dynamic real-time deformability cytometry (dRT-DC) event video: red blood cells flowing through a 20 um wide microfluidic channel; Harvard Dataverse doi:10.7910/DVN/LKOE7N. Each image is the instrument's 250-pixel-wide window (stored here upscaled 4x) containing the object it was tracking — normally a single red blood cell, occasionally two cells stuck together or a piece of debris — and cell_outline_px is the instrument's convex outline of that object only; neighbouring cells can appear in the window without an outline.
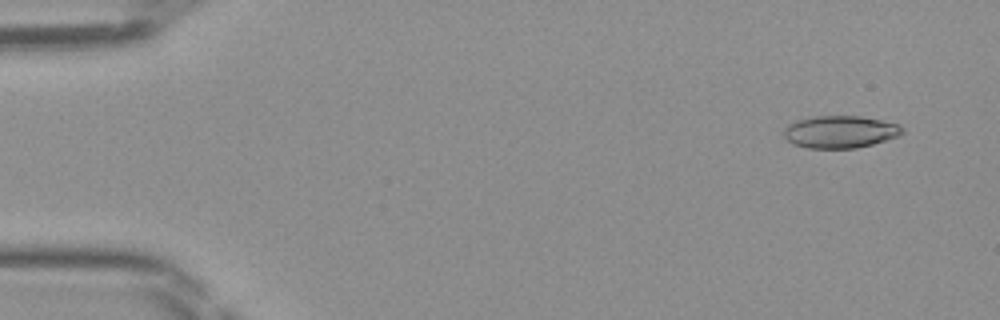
{"species": "Egyptian fruit bat (a non-hibernating species)", "species_latin": "Rousettus aegyptiacus", "temperature_condition": "room temperature", "stored_images_in_passage": 47, "camera_frame_rate_fps": 3000, "um_per_image_px": 0.085, "frame": {"image": 1, "passage_image": 3, "time_ms": 0.667, "image_size_px": [1000, 320], "cell_outline_px": [[904, 132], [900, 136], [872, 144], [856, 148], [808, 148], [792, 144], [784, 136], [784, 128], [788, 124], [796, 120], [812, 116], [860, 116], [900, 124], [904, 128]], "centroid_in_image_um": [71.42, 11.2], "position_along_channel_um": 13.6, "area_um2": 22.48}}
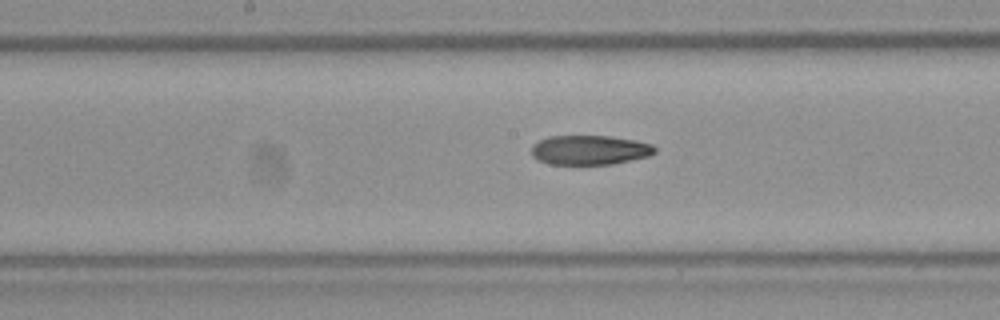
{"frame": {"image": 2, "passage_image": 24, "time_ms": 7.667, "image_size_px": [1000, 320], "cell_outline_px": [[656, 152], [648, 156], [612, 164], [548, 164], [536, 160], [532, 156], [532, 144], [548, 136], [608, 136], [636, 140], [652, 144], [656, 148]], "centroid_in_image_um": [50.1, 12.75], "position_along_channel_um": 198.1, "area_um2": 21.27}}
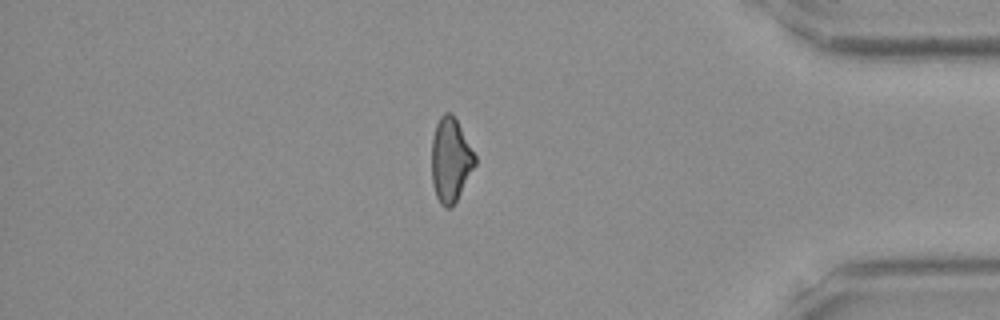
{"frame": {"image": 3, "passage_image": 40, "time_ms": 13.0, "image_size_px": [1000, 320], "cell_outline_px": [[476, 164], [452, 208], [444, 208], [440, 204], [436, 196], [432, 184], [432, 136], [436, 124], [440, 116], [444, 112], [452, 112], [476, 156]], "centroid_in_image_um": [38.28, 13.6], "position_along_channel_um": 396.9, "area_um2": 21.27}}